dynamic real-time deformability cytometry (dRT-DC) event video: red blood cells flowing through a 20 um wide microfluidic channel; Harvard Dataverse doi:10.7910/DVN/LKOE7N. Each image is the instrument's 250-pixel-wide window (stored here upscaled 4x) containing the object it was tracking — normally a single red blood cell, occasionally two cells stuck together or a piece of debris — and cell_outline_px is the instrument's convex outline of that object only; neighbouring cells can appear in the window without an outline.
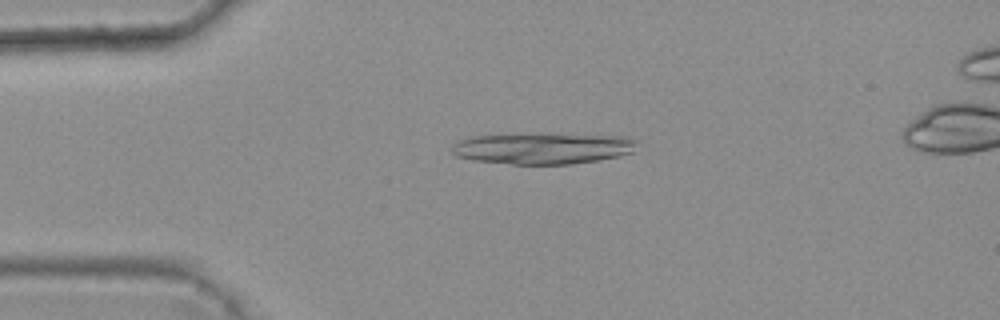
{"species": "common noctule bat (a hibernating species)", "species_latin": "Nyctalus noctula", "temperature_condition": "warm", "stored_images_in_passage": 4, "camera_frame_rate_fps": 3000, "um_per_image_px": 0.085, "animal": {"sex": "female", "body_mass_g": 25.1}, "frame": {"image": 1, "passage_image": 3, "time_ms": 0.667, "image_size_px": [1000, 320], "cell_outline_px": [[636, 140], [632, 152], [620, 156], [572, 164], [512, 164], [472, 160], [456, 156], [452, 152], [452, 144], [460, 140], [472, 136], [540, 132], [548, 132], [628, 136]], "centroid_in_image_um": [46.14, 12.57], "position_along_channel_um": 38.9, "area_um2": 34.62}}